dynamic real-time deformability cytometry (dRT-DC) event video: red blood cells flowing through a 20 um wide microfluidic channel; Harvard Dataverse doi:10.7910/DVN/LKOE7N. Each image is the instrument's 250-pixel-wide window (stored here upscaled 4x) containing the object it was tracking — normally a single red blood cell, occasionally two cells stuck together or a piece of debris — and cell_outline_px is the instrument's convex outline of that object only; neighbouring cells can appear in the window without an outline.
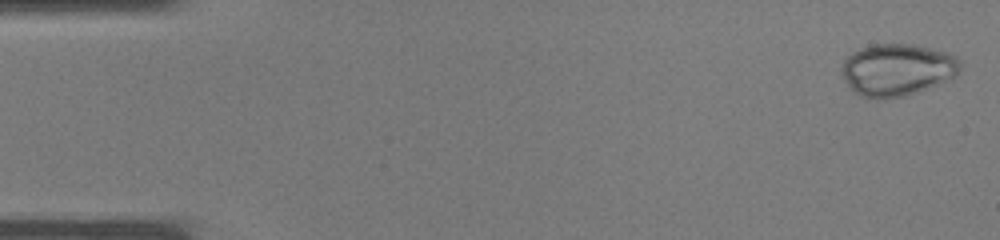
{"species": "common noctule bat (a hibernating species)", "species_latin": "Nyctalus noctula", "temperature_condition": "warm", "stored_images_in_passage": 37, "camera_frame_rate_fps": 3000, "um_per_image_px": 0.085, "animal": {"sex": "male", "body_mass_g": 19.0, "forearm_length_mm": 50.8}, "frame": {"image": 1, "passage_image": 1, "time_ms": 0.0, "image_size_px": [1000, 240], "cell_outline_px": [[960, 68], [956, 76], [908, 96], [876, 100], [860, 96], [852, 92], [848, 88], [844, 80], [840, 68], [844, 60], [852, 52], [860, 48], [872, 44], [912, 44], [944, 52], [956, 56], [960, 60]], "centroid_in_image_um": [76.2, 5.95], "position_along_channel_um": 8.8, "area_um2": 36.36}}
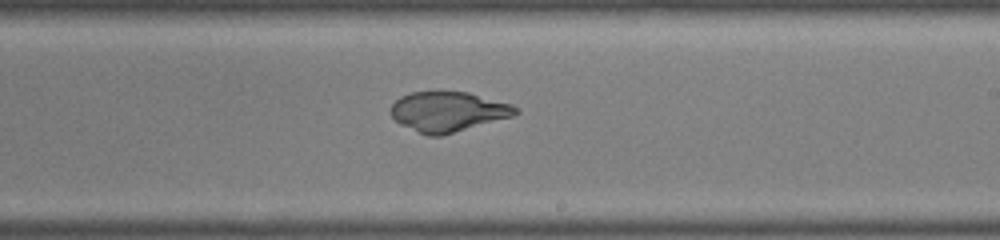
{"frame": {"image": 2, "passage_image": 22, "time_ms": 7.0, "image_size_px": [1000, 240], "cell_outline_px": [[520, 112], [512, 116], [440, 136], [428, 136], [400, 124], [392, 116], [392, 104], [400, 96], [412, 92], [440, 88], [468, 92], [512, 104], [520, 108]], "centroid_in_image_um": [38.09, 9.43], "position_along_channel_um": 250.9, "area_um2": 29.54}}
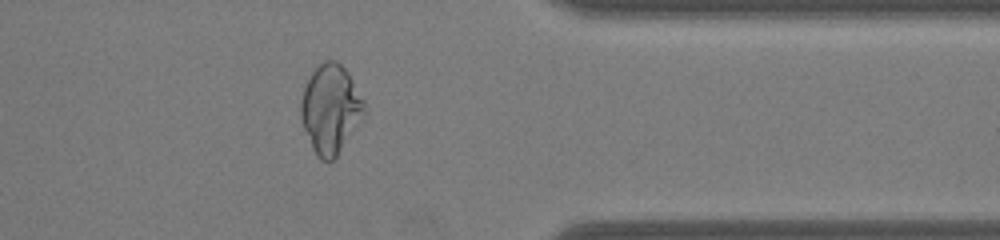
{"frame": {"image": 3, "passage_image": 30, "time_ms": 9.667, "image_size_px": [1000, 240], "cell_outline_px": [[364, 112], [336, 156], [332, 160], [320, 160], [312, 148], [304, 128], [300, 116], [300, 104], [304, 88], [312, 72], [324, 60], [336, 60], [348, 72], [364, 100]], "centroid_in_image_um": [28.06, 9.23], "position_along_channel_um": 383.3, "area_um2": 31.96}}